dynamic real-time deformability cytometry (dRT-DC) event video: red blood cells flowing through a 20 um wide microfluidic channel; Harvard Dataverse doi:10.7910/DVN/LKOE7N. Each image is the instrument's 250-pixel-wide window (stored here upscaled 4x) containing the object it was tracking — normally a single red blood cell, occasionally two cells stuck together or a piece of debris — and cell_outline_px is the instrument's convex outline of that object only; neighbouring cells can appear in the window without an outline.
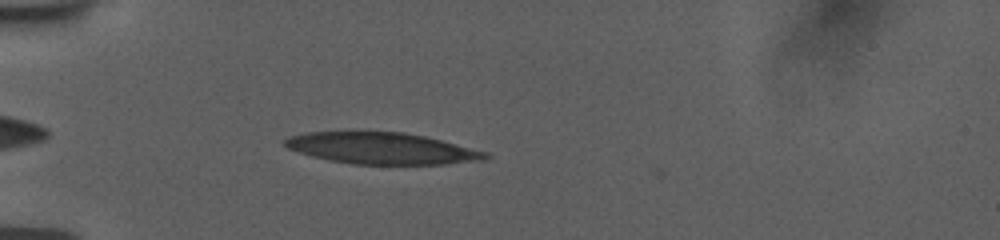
{"species": "human", "species_latin": "Homo sapiens", "temperature_condition": "room temperature", "stored_images_in_passage": 62, "camera_frame_rate_fps": 3000, "um_per_image_px": 0.085, "donor": {"sex": "female"}, "frame": {"image": 1, "passage_image": 8, "time_ms": 1.333, "image_size_px": [1000, 240], "cell_outline_px": [[488, 156], [440, 164], [356, 164], [332, 160], [316, 156], [288, 148], [284, 144], [284, 140], [292, 136], [312, 132], [400, 132], [424, 136], [440, 140], [484, 152]], "centroid_in_image_um": [32.33, 12.59], "position_along_channel_um": 52.7, "area_um2": 35.03}}
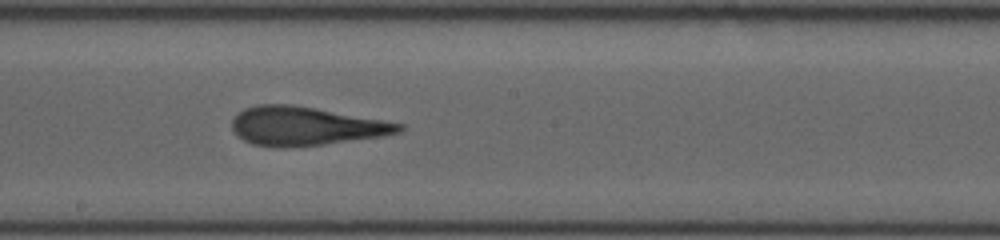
{"frame": {"image": 2, "passage_image": 40, "time_ms": 6.333, "image_size_px": [1000, 240], "cell_outline_px": [[404, 128], [400, 132], [380, 136], [320, 144], [252, 144], [244, 140], [232, 128], [232, 120], [244, 108], [256, 104], [292, 104], [404, 124]], "centroid_in_image_um": [25.98, 10.66], "position_along_channel_um": 222.2, "area_um2": 36.01}}
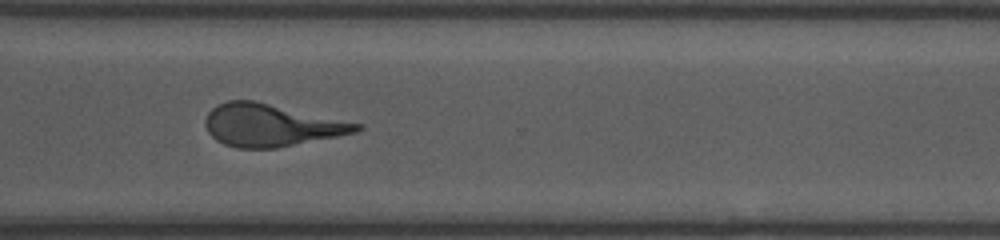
{"frame": {"image": 3, "passage_image": 61, "time_ms": 9.667, "image_size_px": [1000, 240], "cell_outline_px": [[364, 128], [356, 132], [276, 148], [236, 148], [224, 144], [216, 140], [208, 132], [204, 124], [204, 120], [208, 112], [216, 104], [228, 100], [256, 100], [360, 124]], "centroid_in_image_um": [22.97, 10.63], "position_along_channel_um": 347.6, "area_um2": 37.17}}